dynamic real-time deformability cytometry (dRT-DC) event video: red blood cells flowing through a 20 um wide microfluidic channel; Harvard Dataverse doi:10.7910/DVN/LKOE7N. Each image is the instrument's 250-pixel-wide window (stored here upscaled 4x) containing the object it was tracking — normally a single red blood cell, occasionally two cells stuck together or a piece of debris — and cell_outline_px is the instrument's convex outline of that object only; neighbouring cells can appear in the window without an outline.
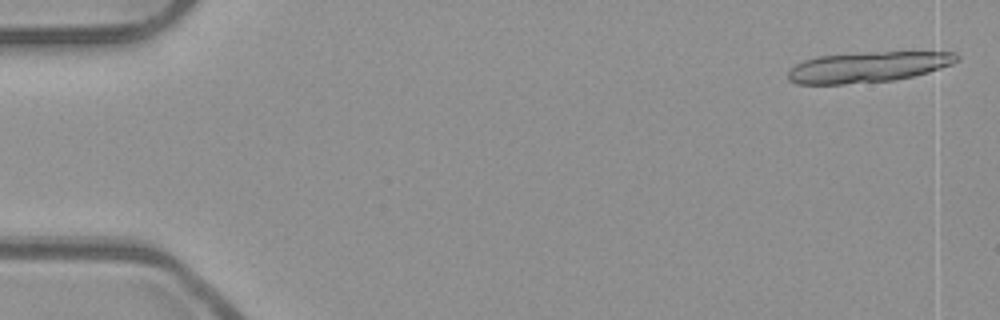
{"species": "common noctule bat (a hibernating species)", "species_latin": "Nyctalus noctula", "temperature_condition": "room temperature", "stored_images_in_passage": 19, "camera_frame_rate_fps": 3000, "um_per_image_px": 0.085, "animal": {"sex": "male", "body_mass_g": 23.1, "forearm_length_mm": 52.7}, "frame": {"image": 1, "passage_image": 2, "time_ms": 0.333, "image_size_px": [1000, 320], "cell_outline_px": [[960, 60], [952, 64], [928, 72], [912, 76], [892, 80], [844, 84], [796, 84], [788, 80], [788, 72], [796, 64], [804, 60], [816, 56], [860, 52], [956, 52], [960, 56]], "centroid_in_image_um": [73.77, 5.69], "position_along_channel_um": 11.2, "area_um2": 30.17}}